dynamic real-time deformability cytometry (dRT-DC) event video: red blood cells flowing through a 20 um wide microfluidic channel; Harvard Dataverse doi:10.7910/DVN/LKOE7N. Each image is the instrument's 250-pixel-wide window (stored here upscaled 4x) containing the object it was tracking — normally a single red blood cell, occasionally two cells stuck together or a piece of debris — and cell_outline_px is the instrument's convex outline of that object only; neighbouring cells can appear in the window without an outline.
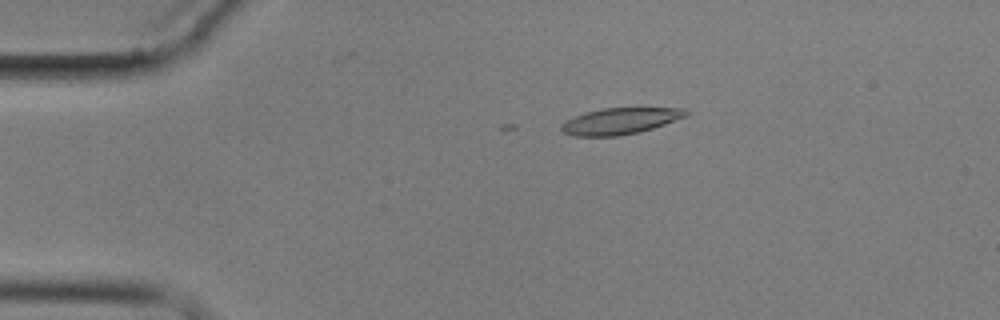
{"species": "common noctule bat (a hibernating species)", "species_latin": "Nyctalus noctula", "temperature_condition": "cold", "stored_images_in_passage": 5, "camera_frame_rate_fps": 3000, "um_per_image_px": 0.085, "animal": {"sex": "male", "body_mass_g": 17.9}, "frame": {"image": 1, "passage_image": 3, "time_ms": 2.667, "image_size_px": [1000, 320], "cell_outline_px": [[688, 116], [640, 132], [616, 136], [576, 136], [564, 132], [560, 128], [560, 124], [576, 116], [588, 112], [604, 108], [688, 108]], "centroid_in_image_um": [52.76, 10.29], "position_along_channel_um": 32.2, "area_um2": 18.9}}